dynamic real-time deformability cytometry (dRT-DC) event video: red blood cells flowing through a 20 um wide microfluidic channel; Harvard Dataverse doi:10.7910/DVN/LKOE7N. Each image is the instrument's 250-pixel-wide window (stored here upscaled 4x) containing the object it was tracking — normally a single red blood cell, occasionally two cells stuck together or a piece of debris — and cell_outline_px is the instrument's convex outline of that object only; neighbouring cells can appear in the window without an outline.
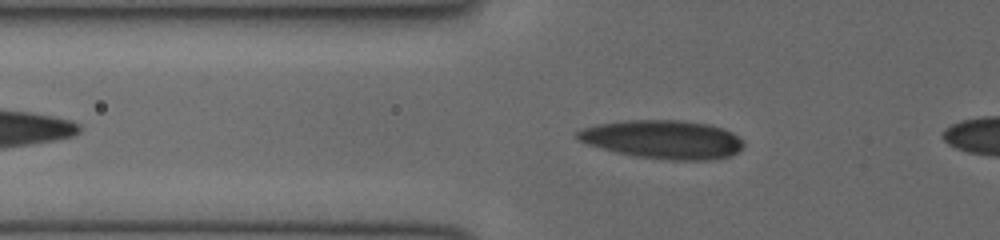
{"species": "human", "species_latin": "Homo sapiens", "temperature_condition": "cold", "stored_images_in_passage": 11, "camera_frame_rate_fps": 3000, "um_per_image_px": 0.085, "donor": {"sex": "female"}, "frame": {"image": 1, "passage_image": 8, "time_ms": 2.333, "image_size_px": [1000, 240], "cell_outline_px": [[744, 148], [732, 156], [712, 160], [672, 160], [636, 156], [616, 152], [588, 144], [580, 140], [576, 136], [576, 132], [584, 128], [596, 124], [624, 120], [684, 120], [712, 124], [724, 128], [732, 132], [744, 144]], "centroid_in_image_um": [56.4, 11.84], "position_along_channel_um": 69.4, "area_um2": 37.51}}